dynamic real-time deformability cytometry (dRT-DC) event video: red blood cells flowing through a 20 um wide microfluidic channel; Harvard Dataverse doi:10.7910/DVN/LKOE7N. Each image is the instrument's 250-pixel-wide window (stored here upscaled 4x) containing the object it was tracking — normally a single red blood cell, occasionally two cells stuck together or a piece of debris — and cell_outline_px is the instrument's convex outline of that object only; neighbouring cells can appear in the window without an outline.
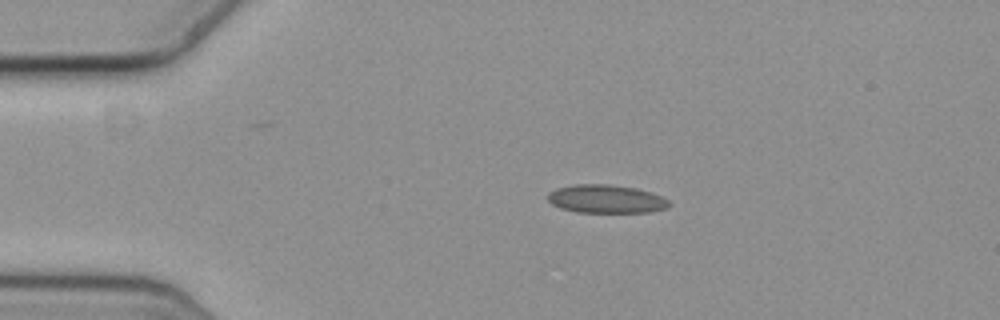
{"species": "common noctule bat (a hibernating species)", "species_latin": "Nyctalus noctula", "temperature_condition": "cold", "stored_images_in_passage": 7, "camera_frame_rate_fps": 3000, "um_per_image_px": 0.085, "animal": {"sex": "female", "body_mass_g": 19.3, "forearm_length_mm": 54.1}, "frame": {"image": 1, "passage_image": 1, "time_ms": 0.0, "image_size_px": [1000, 320], "cell_outline_px": [[672, 204], [668, 208], [652, 212], [576, 212], [560, 208], [552, 204], [548, 200], [548, 192], [556, 188], [576, 184], [604, 184], [636, 188], [652, 192], [668, 200]], "centroid_in_image_um": [51.53, 16.92], "position_along_channel_um": 33.5, "area_um2": 20.11}}